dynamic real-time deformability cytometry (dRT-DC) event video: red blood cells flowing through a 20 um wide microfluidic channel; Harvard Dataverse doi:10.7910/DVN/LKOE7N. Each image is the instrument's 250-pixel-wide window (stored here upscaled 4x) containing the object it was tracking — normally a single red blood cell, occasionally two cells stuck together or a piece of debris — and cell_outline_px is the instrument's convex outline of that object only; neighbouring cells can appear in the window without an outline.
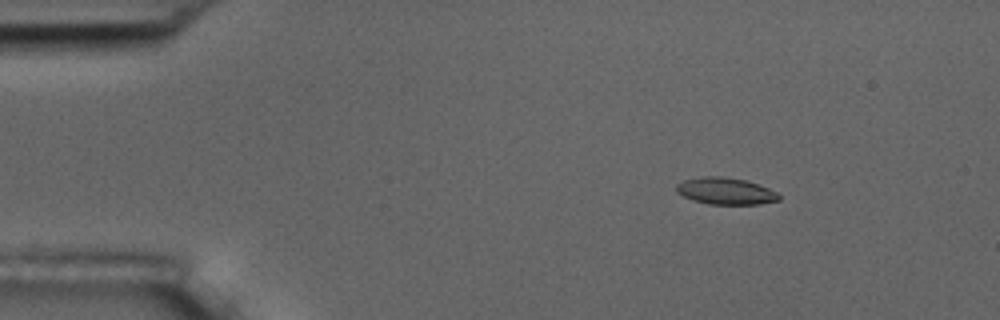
{"species": "common noctule bat (a hibernating species)", "species_latin": "Nyctalus noctula", "temperature_condition": "room temperature", "stored_images_in_passage": 57, "camera_frame_rate_fps": 3000, "um_per_image_px": 0.085, "animal": {"sex": "male", "body_mass_g": 17.5, "forearm_length_mm": 52.3}, "frame": {"image": 1, "passage_image": 9, "time_ms": 2.667, "image_size_px": [1000, 320], "cell_outline_px": [[780, 200], [760, 204], [708, 204], [692, 200], [676, 192], [676, 184], [684, 180], [704, 176], [720, 176], [744, 180], [768, 188], [776, 192], [780, 196]], "centroid_in_image_um": [61.65, 16.25], "position_along_channel_um": 23.3, "area_um2": 15.9}}
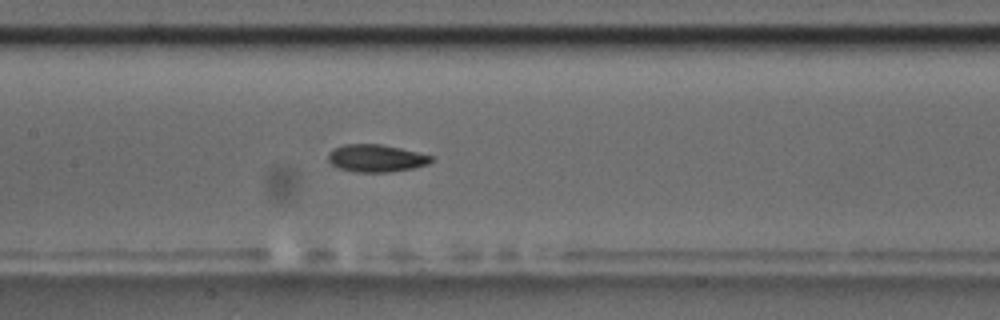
{"frame": {"image": 2, "passage_image": 28, "time_ms": 9.0, "image_size_px": [1000, 320], "cell_outline_px": [[432, 160], [428, 164], [412, 168], [388, 172], [356, 172], [340, 168], [332, 164], [328, 160], [328, 152], [332, 148], [344, 144], [380, 144], [400, 148], [432, 156]], "centroid_in_image_um": [31.92, 13.44], "position_along_channel_um": 175.5, "area_um2": 16.36}}
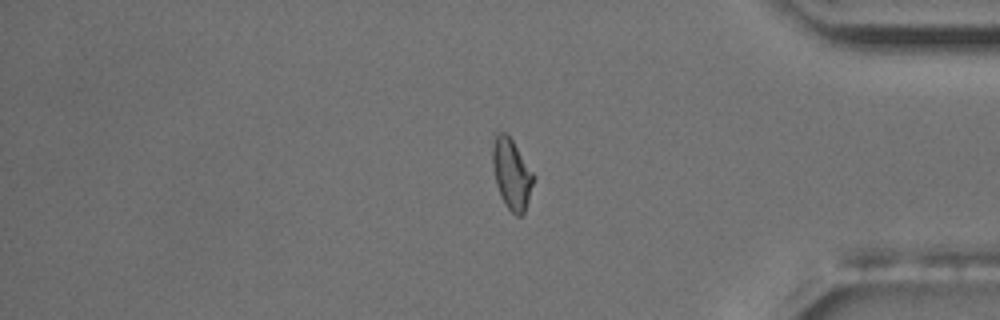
{"frame": {"image": 3, "passage_image": 48, "time_ms": 15.667, "image_size_px": [1000, 320], "cell_outline_px": [[536, 176], [524, 212], [520, 216], [516, 216], [504, 204], [500, 196], [496, 184], [492, 164], [492, 144], [496, 132], [508, 132]], "centroid_in_image_um": [43.48, 14.74], "position_along_channel_um": 391.7, "area_um2": 17.17}, "authors_computed_cell_mechanics": {"area_um2": 16.3574, "velocity_mm_per_s": 3.594, "shape_relaxation_time_tau1_ms": 5.2064, "shape_relaxation_time_tau2_ms": 3.303, "deformation_change_tau1": 0.1562, "deformation_change_tau2": 0.0701}}